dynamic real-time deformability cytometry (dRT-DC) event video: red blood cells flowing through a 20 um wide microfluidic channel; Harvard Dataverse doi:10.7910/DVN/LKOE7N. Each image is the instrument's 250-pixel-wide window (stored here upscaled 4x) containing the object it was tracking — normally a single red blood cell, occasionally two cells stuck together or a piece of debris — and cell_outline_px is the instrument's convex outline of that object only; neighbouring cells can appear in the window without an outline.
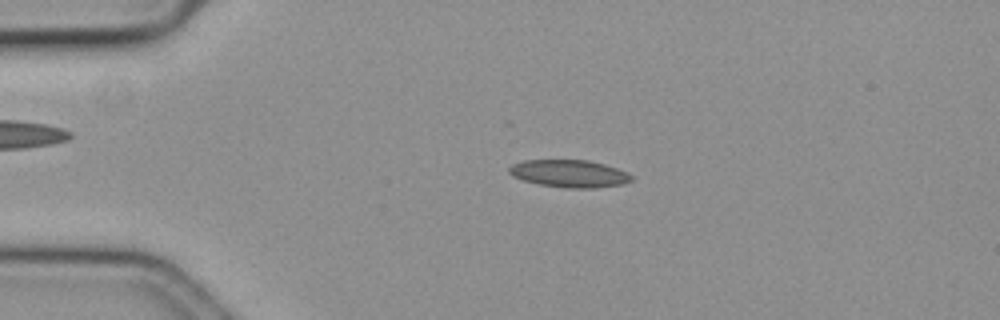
{"species": "common noctule bat (a hibernating species)", "species_latin": "Nyctalus noctula", "temperature_condition": "cold", "stored_images_in_passage": 59, "camera_frame_rate_fps": 3000, "um_per_image_px": 0.085, "animal": {"sex": "female", "body_mass_g": 19.3, "forearm_length_mm": 54.1}, "frame": {"image": 1, "passage_image": 13, "time_ms": 4.0, "image_size_px": [1000, 320], "cell_outline_px": [[632, 180], [624, 184], [596, 188], [564, 188], [540, 184], [524, 180], [512, 176], [508, 172], [508, 168], [512, 164], [524, 160], [588, 160], [604, 164], [628, 172], [632, 176]], "centroid_in_image_um": [48.4, 14.75], "position_along_channel_um": 36.6, "area_um2": 19.65}}
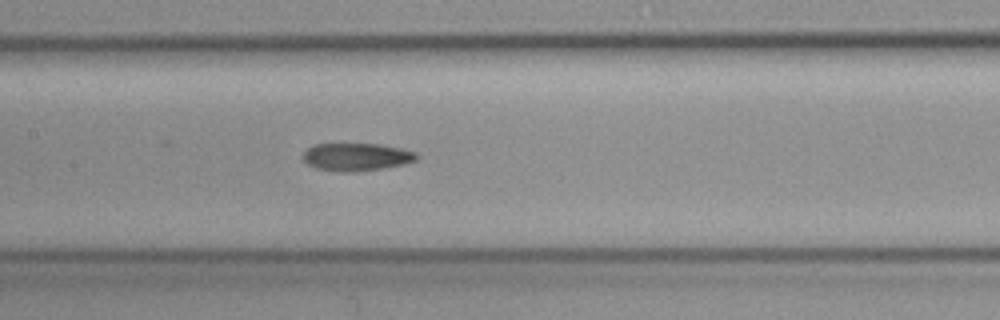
{"frame": {"image": 2, "passage_image": 28, "time_ms": 9.0, "image_size_px": [1000, 320], "cell_outline_px": [[420, 156], [416, 160], [404, 164], [356, 172], [340, 172], [316, 168], [308, 164], [304, 160], [304, 152], [308, 148], [316, 144], [380, 144], [400, 148], [416, 152]], "centroid_in_image_um": [30.32, 13.34], "position_along_channel_um": 177.1, "area_um2": 18.26}}
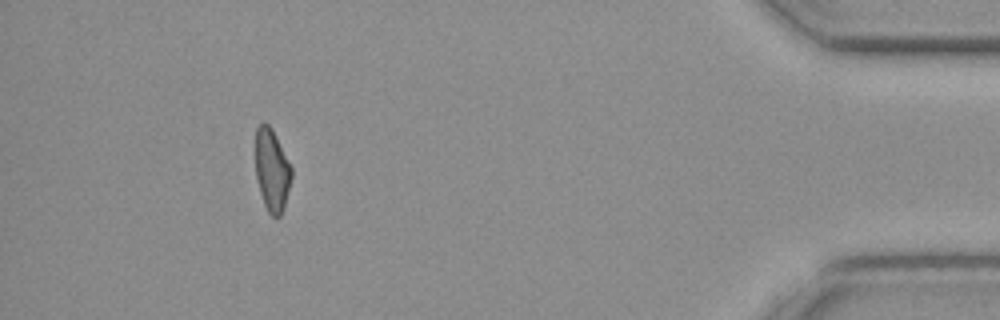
{"frame": {"image": 3, "passage_image": 53, "time_ms": 17.333, "image_size_px": [1000, 320], "cell_outline_px": [[292, 176], [284, 208], [280, 216], [276, 220], [268, 212], [264, 204], [256, 180], [256, 128], [264, 120], [272, 128], [292, 168]], "centroid_in_image_um": [23.11, 14.48], "position_along_channel_um": 412.1, "area_um2": 17.4}}